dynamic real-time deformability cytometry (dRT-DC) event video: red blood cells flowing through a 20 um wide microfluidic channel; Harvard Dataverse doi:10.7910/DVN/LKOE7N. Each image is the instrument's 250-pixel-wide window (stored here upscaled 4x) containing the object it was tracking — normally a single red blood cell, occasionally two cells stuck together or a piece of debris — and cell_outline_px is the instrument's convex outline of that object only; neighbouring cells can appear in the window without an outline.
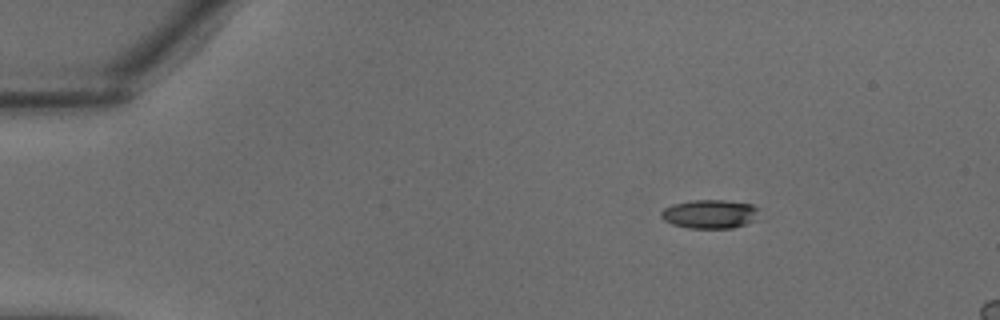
{"species": "common noctule bat (a hibernating species)", "species_latin": "Nyctalus noctula", "temperature_condition": "warm", "stored_images_in_passage": 8, "camera_frame_rate_fps": 3000, "um_per_image_px": 0.085, "animal": {"sex": "male", "body_mass_g": 18.8}, "frame": {"image": 1, "passage_image": 1, "time_ms": 0.0, "image_size_px": [1000, 320], "cell_outline_px": [[760, 208], [752, 220], [744, 224], [732, 228], [688, 228], [672, 224], [664, 220], [660, 216], [660, 212], [664, 208], [672, 204], [692, 200], [724, 200], [752, 204]], "centroid_in_image_um": [60.29, 18.18], "position_along_channel_um": 24.7, "area_um2": 16.36}}